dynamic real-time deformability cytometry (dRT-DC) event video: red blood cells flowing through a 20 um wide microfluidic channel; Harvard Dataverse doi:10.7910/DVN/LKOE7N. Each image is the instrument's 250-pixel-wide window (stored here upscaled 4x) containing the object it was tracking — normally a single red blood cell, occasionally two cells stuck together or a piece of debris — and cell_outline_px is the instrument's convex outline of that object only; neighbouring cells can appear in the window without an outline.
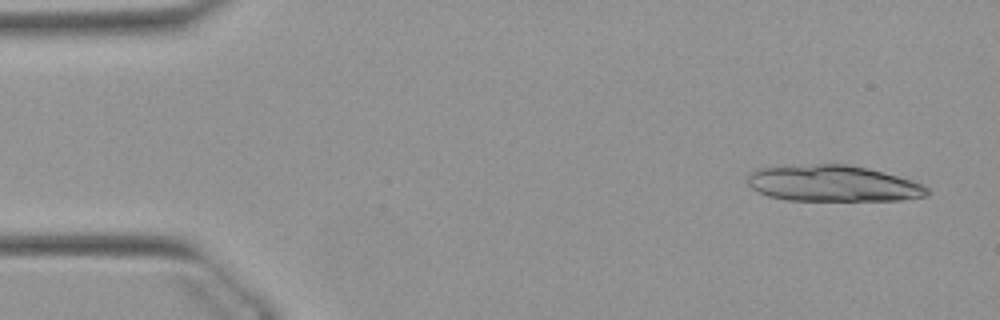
{"species": "Egyptian fruit bat (a non-hibernating species)", "species_latin": "Rousettus aegyptiacus", "temperature_condition": "warm", "stored_images_in_passage": 36, "camera_frame_rate_fps": 3000, "um_per_image_px": 0.085, "animal": {"sex": "female"}, "frame": {"image": 1, "passage_image": 1, "time_ms": 0.0, "image_size_px": [1000, 320], "cell_outline_px": [[932, 192], [928, 196], [900, 200], [784, 200], [768, 196], [752, 188], [748, 184], [748, 176], [752, 172], [760, 168], [784, 164], [848, 164], [868, 168], [884, 172], [912, 180], [924, 184]], "centroid_in_image_um": [70.82, 15.58], "position_along_channel_um": 14.2, "area_um2": 38.38}}